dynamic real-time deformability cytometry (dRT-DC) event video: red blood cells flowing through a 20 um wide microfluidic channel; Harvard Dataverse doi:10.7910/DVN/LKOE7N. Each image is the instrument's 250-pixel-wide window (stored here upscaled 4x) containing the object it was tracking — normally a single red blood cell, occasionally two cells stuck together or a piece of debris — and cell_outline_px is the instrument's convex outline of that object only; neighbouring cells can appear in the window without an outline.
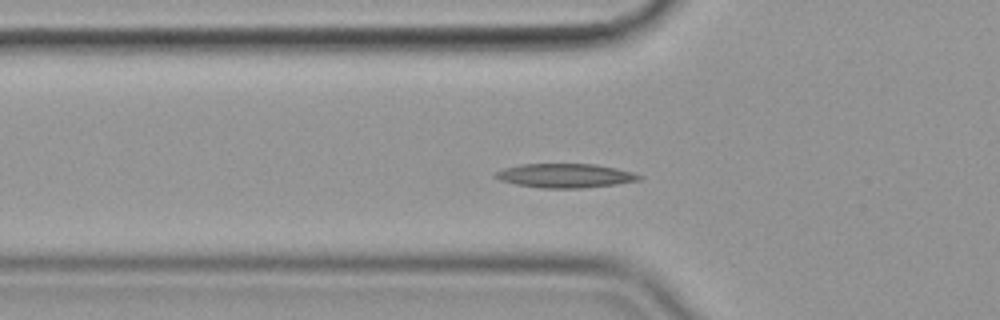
{"species": "common noctule bat (a hibernating species)", "species_latin": "Nyctalus noctula", "temperature_condition": "cold", "stored_images_in_passage": 40, "camera_frame_rate_fps": 3000, "um_per_image_px": 0.085, "animal": {"sex": "female", "body_mass_g": 19.9}, "frame": {"image": 1, "passage_image": 2, "time_ms": 0.333, "image_size_px": [1000, 320], "cell_outline_px": [[644, 176], [640, 180], [616, 184], [584, 188], [540, 188], [516, 184], [500, 180], [492, 176], [492, 172], [504, 168], [520, 164], [596, 164], [616, 168], [632, 172]], "centroid_in_image_um": [48.01, 14.93], "position_along_channel_um": 77.8, "area_um2": 20.35}}
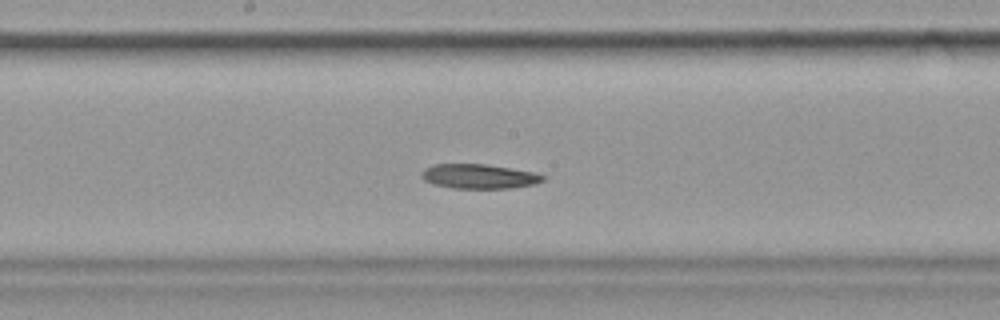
{"frame": {"image": 2, "passage_image": 13, "time_ms": 4.0, "image_size_px": [1000, 320], "cell_outline_px": [[544, 180], [536, 184], [512, 188], [452, 188], [432, 184], [424, 180], [420, 176], [420, 172], [424, 168], [432, 164], [484, 164], [536, 172], [544, 176]], "centroid_in_image_um": [40.68, 14.99], "position_along_channel_um": 207.5, "area_um2": 17.51}}
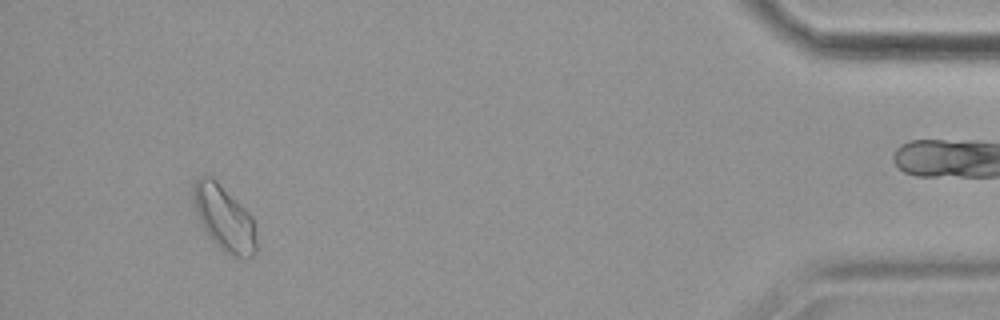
{"frame": {"image": 3, "passage_image": 36, "time_ms": 11.667, "image_size_px": [1000, 320], "cell_outline_px": [[256, 252], [248, 260], [244, 260], [232, 256], [224, 252], [204, 232], [188, 196], [196, 180], [200, 176], [212, 176], [252, 216], [256, 224]], "centroid_in_image_um": [19.02, 18.56], "position_along_channel_um": 416.2, "area_um2": 24.8}}